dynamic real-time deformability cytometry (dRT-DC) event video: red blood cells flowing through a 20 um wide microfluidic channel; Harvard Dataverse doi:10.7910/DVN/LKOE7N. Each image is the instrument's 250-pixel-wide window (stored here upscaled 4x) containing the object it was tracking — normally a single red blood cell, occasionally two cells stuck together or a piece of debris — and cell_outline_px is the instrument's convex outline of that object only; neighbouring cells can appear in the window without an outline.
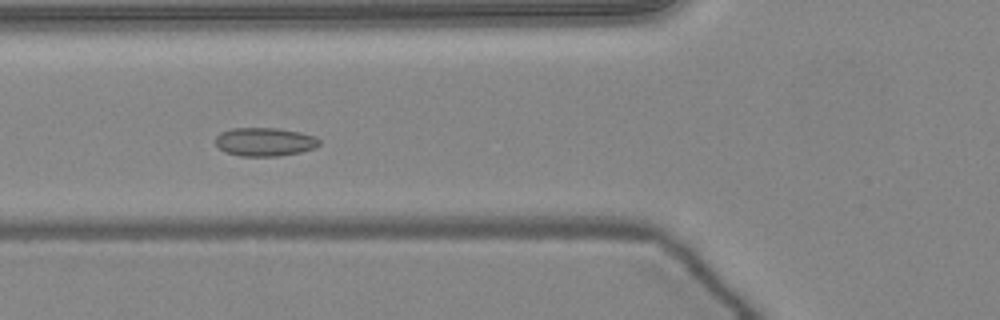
{"species": "common noctule bat (a hibernating species)", "species_latin": "Nyctalus noctula", "temperature_condition": "warm", "stored_images_in_passage": 24, "camera_frame_rate_fps": 3000, "um_per_image_px": 0.085, "animal": {"sex": "female", "body_mass_g": 24.6, "forearm_length_mm": 56.2}, "frame": {"image": 1, "passage_image": 5, "time_ms": 1.333, "image_size_px": [1000, 320], "cell_outline_px": [[320, 144], [316, 148], [300, 152], [276, 156], [240, 156], [224, 152], [216, 144], [216, 136], [220, 132], [232, 128], [276, 128], [300, 132], [316, 136], [320, 140]], "centroid_in_image_um": [22.51, 12.05], "position_along_channel_um": 103.3, "area_um2": 17.34}}
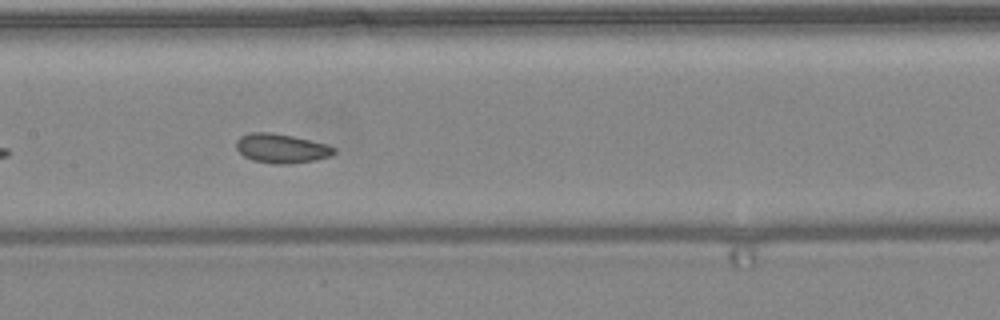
{"frame": {"image": 2, "passage_image": 11, "time_ms": 3.333, "image_size_px": [1000, 320], "cell_outline_px": [[336, 152], [328, 156], [316, 160], [292, 164], [276, 164], [252, 160], [244, 156], [236, 148], [236, 140], [240, 136], [248, 132], [268, 132], [292, 136], [328, 144], [336, 148]], "centroid_in_image_um": [23.91, 12.61], "position_along_channel_um": 183.5, "area_um2": 16.76}}
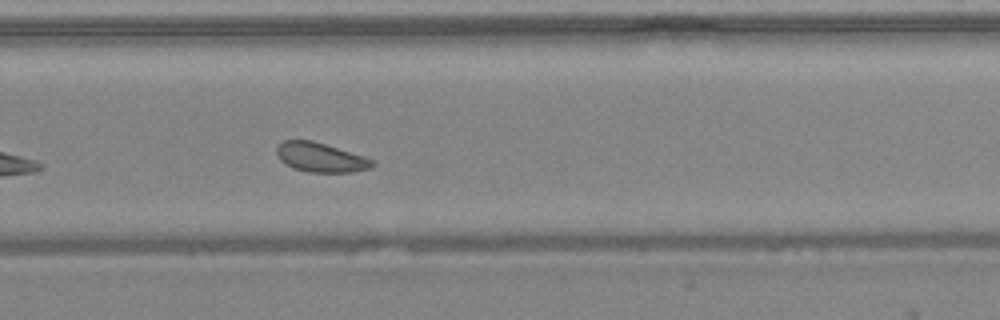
{"frame": {"image": 3, "passage_image": 20, "time_ms": 6.333, "image_size_px": [1000, 320], "cell_outline_px": [[376, 164], [372, 168], [352, 172], [308, 172], [292, 168], [284, 164], [280, 160], [276, 152], [276, 148], [284, 140], [312, 140], [364, 156], [376, 160]], "centroid_in_image_um": [27.27, 13.39], "position_along_channel_um": 302.5, "area_um2": 16.53}}